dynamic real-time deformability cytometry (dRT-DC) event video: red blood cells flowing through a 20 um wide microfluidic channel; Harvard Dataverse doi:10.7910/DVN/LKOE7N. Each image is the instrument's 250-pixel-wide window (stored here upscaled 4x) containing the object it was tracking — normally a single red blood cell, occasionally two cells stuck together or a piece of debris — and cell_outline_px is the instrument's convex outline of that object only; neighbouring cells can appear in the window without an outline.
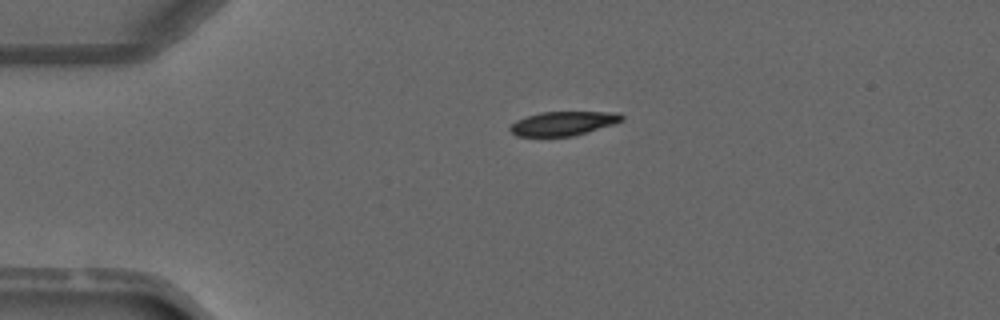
{"species": "common noctule bat (a hibernating species)", "species_latin": "Nyctalus noctula", "temperature_condition": "warm", "stored_images_in_passage": 1, "camera_frame_rate_fps": 3000, "um_per_image_px": 0.085, "animal": {"sex": "male", "forearm_length_mm": 52.5}, "frame": {"image": 1, "passage_image": 1, "time_ms": 0.0, "image_size_px": [1000, 320], "cell_outline_px": [[624, 120], [612, 124], [572, 136], [516, 136], [508, 128], [516, 120], [540, 112], [620, 112], [624, 116]], "centroid_in_image_um": [47.87, 10.48], "position_along_channel_um": 37.1, "area_um2": 15.49}}